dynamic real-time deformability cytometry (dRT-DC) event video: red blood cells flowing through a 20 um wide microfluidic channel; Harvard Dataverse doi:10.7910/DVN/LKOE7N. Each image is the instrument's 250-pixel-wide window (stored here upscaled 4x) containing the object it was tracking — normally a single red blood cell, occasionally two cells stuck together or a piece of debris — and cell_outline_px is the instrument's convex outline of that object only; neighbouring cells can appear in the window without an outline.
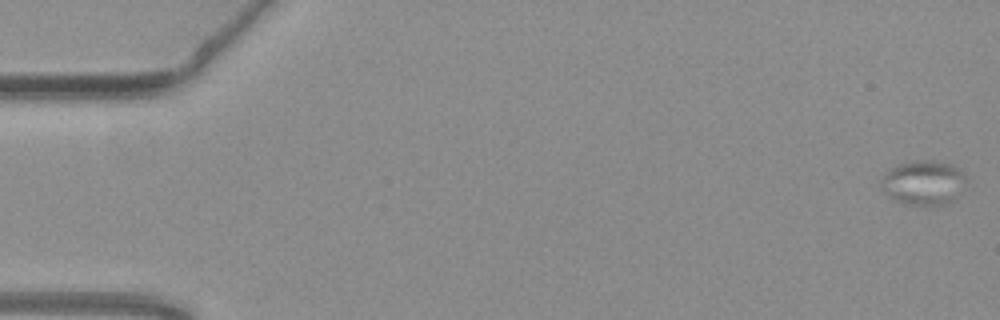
{"species": "common noctule bat (a hibernating species)", "species_latin": "Nyctalus noctula", "temperature_condition": "warm", "stored_images_in_passage": 49, "segment_of_instrument_passage": [1, 2], "camera_frame_rate_fps": 3000, "um_per_image_px": 0.085, "animal": {"sex": "female", "body_mass_g": 19.3, "forearm_length_mm": 54.1}, "frame": {"image": 1, "passage_image": 1, "time_ms": 0.0, "image_size_px": [1000, 320], "cell_outline_px": [[964, 180], [956, 200], [952, 204], [904, 204], [888, 196], [880, 188], [880, 180], [888, 168], [900, 164], [924, 160], [952, 164], [960, 168], [964, 172]], "centroid_in_image_um": [78.47, 15.53], "position_along_channel_um": 6.5, "area_um2": 21.96}}
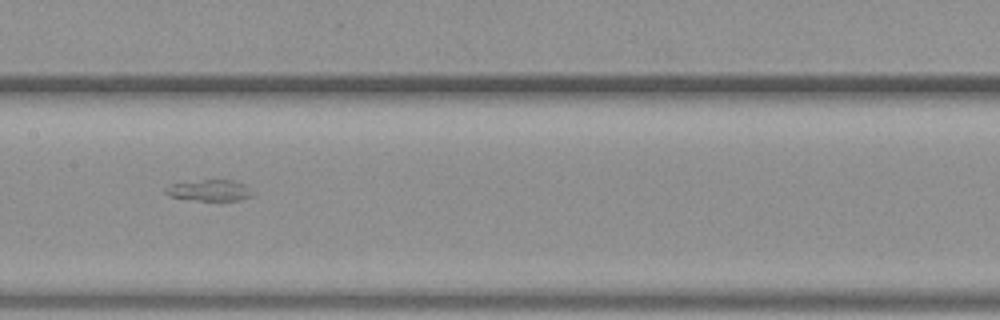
{"frame": {"image": 2, "passage_image": 28, "time_ms": 9.0, "image_size_px": [1000, 320], "cell_outline_px": [[252, 196], [236, 200], [200, 200], [172, 196], [164, 192], [164, 188], [172, 184], [200, 180], [232, 180], [244, 184]], "centroid_in_image_um": [17.78, 16.17], "position_along_channel_um": 189.6, "area_um2": 10.23}}
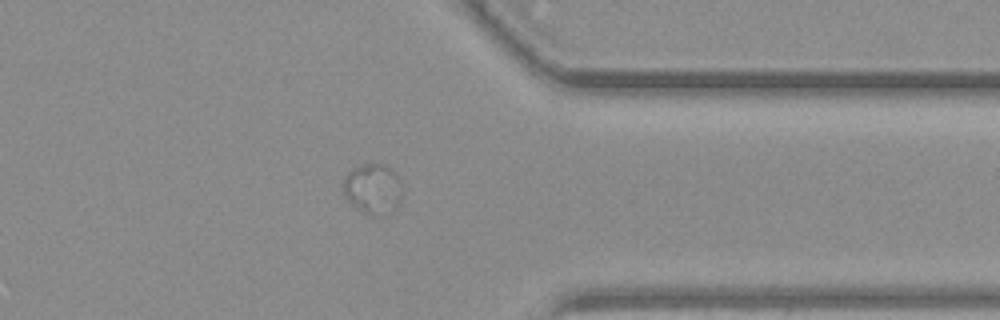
{"frame": {"image": 3, "passage_image": 44, "time_ms": 14.333, "image_size_px": [1000, 320], "cell_outline_px": [[400, 200], [396, 208], [392, 212], [384, 216], [372, 216], [356, 208], [344, 196], [340, 184], [344, 176], [352, 168], [360, 164], [384, 164], [400, 180]], "centroid_in_image_um": [31.63, 16.07], "position_along_channel_um": 379.8, "area_um2": 17.51}}